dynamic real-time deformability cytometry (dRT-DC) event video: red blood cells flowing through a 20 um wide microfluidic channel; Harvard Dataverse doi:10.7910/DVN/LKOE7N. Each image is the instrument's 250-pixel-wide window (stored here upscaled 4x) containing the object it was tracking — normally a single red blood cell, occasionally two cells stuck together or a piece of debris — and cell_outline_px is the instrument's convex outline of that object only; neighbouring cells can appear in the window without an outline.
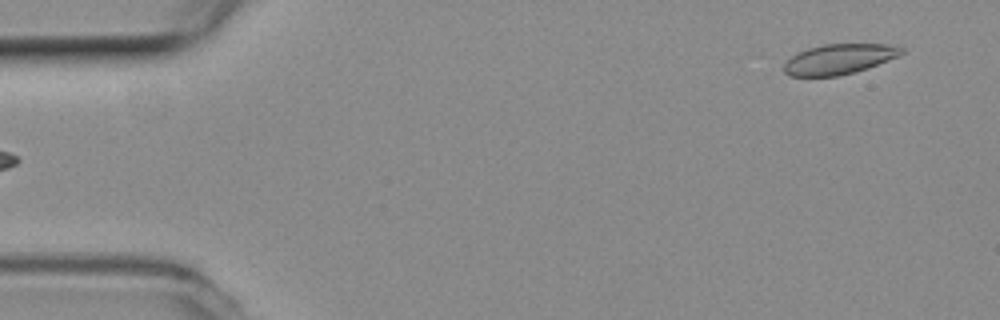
{"species": "common noctule bat (a hibernating species)", "species_latin": "Nyctalus noctula", "temperature_condition": "room temperature", "stored_images_in_passage": 53, "camera_frame_rate_fps": 3000, "um_per_image_px": 0.085, "animal": {"sex": "female", "body_mass_g": 19.3, "forearm_length_mm": 54.1}, "frame": {"image": 1, "passage_image": 3, "time_ms": 0.667, "image_size_px": [1000, 320], "cell_outline_px": [[904, 52], [896, 56], [868, 68], [836, 76], [788, 76], [784, 72], [784, 60], [796, 52], [808, 48], [824, 44], [888, 44], [904, 48]], "centroid_in_image_um": [71.25, 5.02], "position_along_channel_um": 13.8, "area_um2": 20.63}}
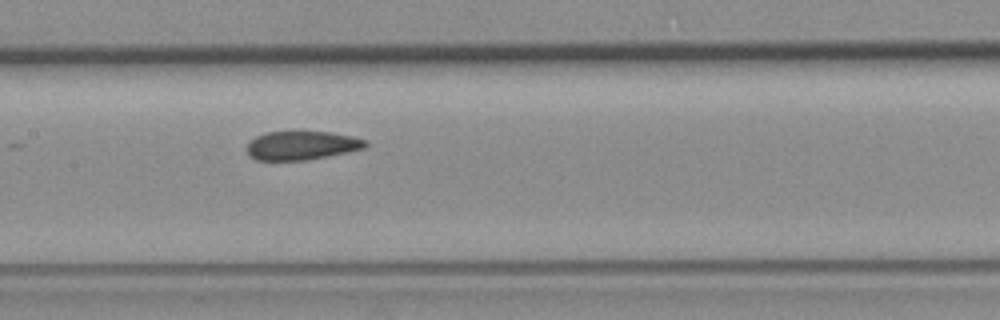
{"frame": {"image": 2, "passage_image": 25, "time_ms": 8.0, "image_size_px": [1000, 320], "cell_outline_px": [[368, 144], [364, 148], [304, 160], [256, 160], [248, 156], [248, 144], [256, 136], [264, 132], [332, 132], [352, 136], [368, 140]], "centroid_in_image_um": [25.63, 12.35], "position_along_channel_um": 181.8, "area_um2": 19.59}}
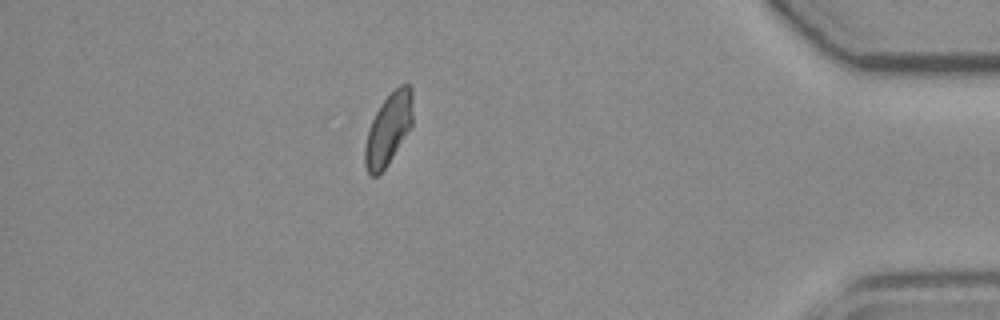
{"frame": {"image": 3, "passage_image": 46, "time_ms": 15.0, "image_size_px": [1000, 320], "cell_outline_px": [[412, 128], [388, 164], [376, 176], [372, 176], [368, 172], [364, 164], [364, 148], [368, 132], [372, 120], [380, 104], [400, 84], [408, 84], [412, 88]], "centroid_in_image_um": [33.03, 10.98], "position_along_channel_um": 402.2, "area_um2": 19.94}, "authors_computed_cell_mechanics": {"area_um2": 20.8658, "velocity_mm_per_s": 3.8273, "shape_relaxation_time_tau1_ms": 10.0225, "shape_relaxation_time_tau2_ms": 1.5203, "deformation_change_tau1": 0.1499, "deformation_change_tau2": 0.045}}